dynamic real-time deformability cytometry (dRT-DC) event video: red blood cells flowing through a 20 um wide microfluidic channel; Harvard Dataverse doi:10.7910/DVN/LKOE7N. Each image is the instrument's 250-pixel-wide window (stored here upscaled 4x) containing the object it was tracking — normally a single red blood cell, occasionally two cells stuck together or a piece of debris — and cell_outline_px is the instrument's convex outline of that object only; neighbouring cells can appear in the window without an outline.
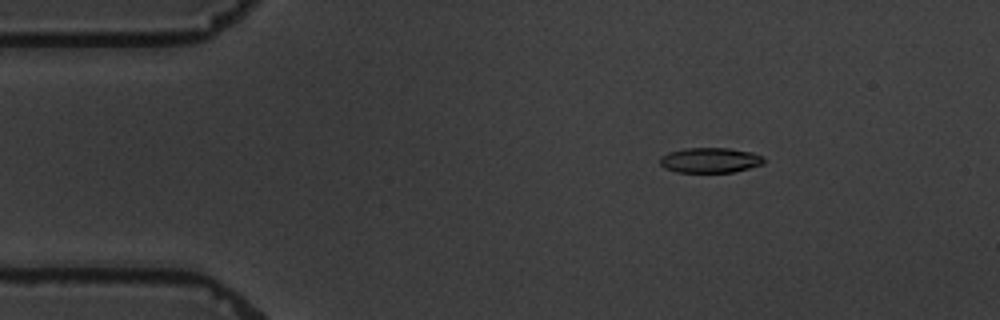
{"species": "common noctule bat (a hibernating species)", "species_latin": "Nyctalus noctula", "temperature_condition": "warm", "stored_images_in_passage": 5, "camera_frame_rate_fps": 3000, "um_per_image_px": 0.085, "animal": {"sex": "male", "body_mass_g": 19.5, "forearm_length_mm": 54.6}, "frame": {"image": 1, "passage_image": 2, "time_ms": 2.0, "image_size_px": [1000, 320], "cell_outline_px": [[764, 164], [732, 172], [676, 172], [664, 168], [660, 164], [660, 156], [668, 152], [684, 148], [728, 148], [752, 152], [760, 156], [764, 160]], "centroid_in_image_um": [60.31, 13.61], "position_along_channel_um": 24.7, "area_um2": 15.2}}